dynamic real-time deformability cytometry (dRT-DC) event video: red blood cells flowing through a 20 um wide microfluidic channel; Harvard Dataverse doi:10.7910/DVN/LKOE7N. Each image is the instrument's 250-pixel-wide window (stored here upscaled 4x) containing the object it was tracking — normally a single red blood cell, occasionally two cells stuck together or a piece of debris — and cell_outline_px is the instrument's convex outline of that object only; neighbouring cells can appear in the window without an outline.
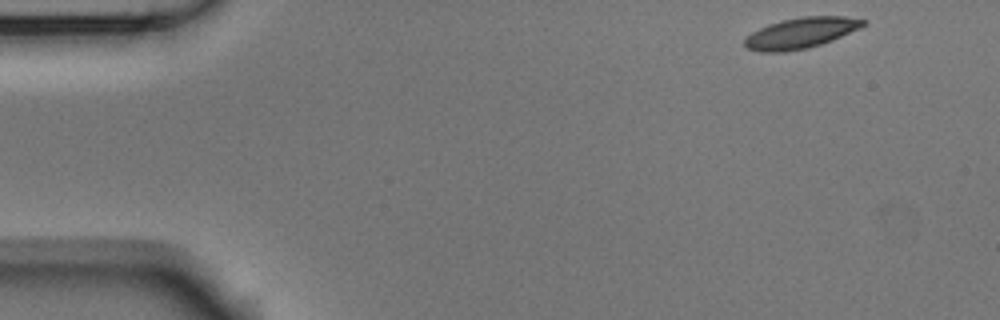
{"species": "Egyptian fruit bat (a non-hibernating species)", "species_latin": "Rousettus aegyptiacus", "temperature_condition": "room temperature", "stored_images_in_passage": 4, "camera_frame_rate_fps": 3000, "um_per_image_px": 0.085, "animal": {"sex": "male"}, "frame": {"image": 1, "passage_image": 1, "time_ms": 0.0, "image_size_px": [1000, 320], "cell_outline_px": [[868, 20], [860, 28], [832, 40], [808, 48], [784, 52], [760, 52], [748, 48], [744, 44], [744, 40], [752, 32], [768, 24], [780, 20], [804, 16], [844, 16]], "centroid_in_image_um": [68.07, 2.8], "position_along_channel_um": 16.9, "area_um2": 21.15}}
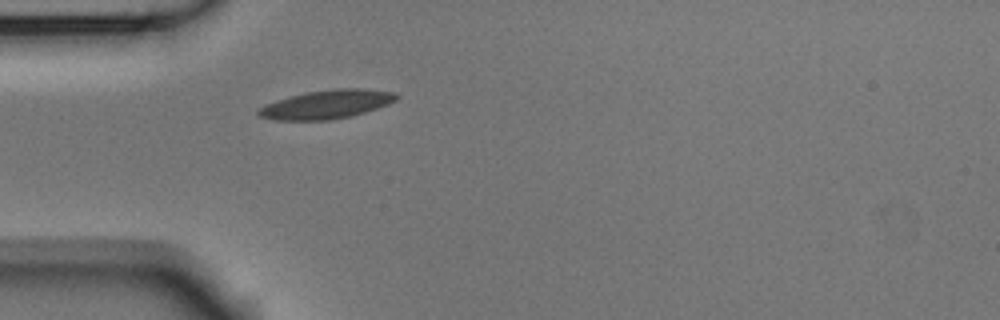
{"frame": {"image": 2, "passage_image": 4, "time_ms": 1.0, "image_size_px": [1000, 320], "cell_outline_px": [[400, 96], [396, 100], [388, 104], [352, 116], [328, 120], [272, 120], [260, 116], [256, 112], [264, 104], [276, 100], [304, 92], [332, 88], [360, 88], [396, 92]], "centroid_in_image_um": [27.76, 8.86], "position_along_channel_um": 57.2, "area_um2": 23.24}}